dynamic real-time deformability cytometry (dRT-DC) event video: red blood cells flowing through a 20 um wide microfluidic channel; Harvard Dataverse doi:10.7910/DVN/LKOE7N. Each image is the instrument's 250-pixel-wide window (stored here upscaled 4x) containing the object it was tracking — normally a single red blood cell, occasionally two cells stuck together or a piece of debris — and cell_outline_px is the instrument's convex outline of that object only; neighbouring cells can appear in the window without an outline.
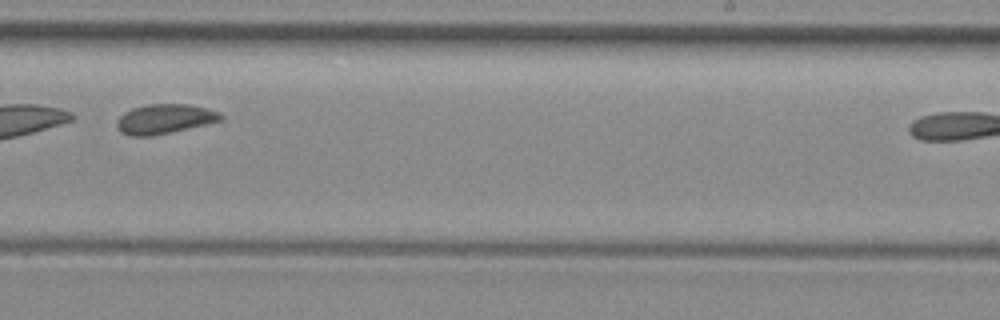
{"species": "common noctule bat (a hibernating species)", "species_latin": "Nyctalus noctula", "temperature_condition": "room temperature", "stored_images_in_passage": 30, "camera_frame_rate_fps": 3000, "um_per_image_px": 0.085, "animal": {"sex": "female", "body_mass_g": 29.2, "forearm_length_mm": 56.3}, "frame": {"image": 1, "passage_image": 18, "time_ms": 5.667, "image_size_px": [1000, 320], "cell_outline_px": [[224, 116], [220, 120], [172, 132], [152, 136], [128, 136], [120, 132], [116, 124], [116, 120], [124, 112], [132, 108], [148, 104], [188, 104], [220, 112]], "centroid_in_image_um": [13.93, 10.11], "position_along_channel_um": 275.1, "area_um2": 17.86}, "authors_computed_cell_mechanics": {"area_um2": 17.5134, "velocity_mm_per_s": 3.9417, "shape_relaxation_time_tau1_ms": null, "shape_relaxation_time_tau2_ms": 3.0417, "deformation_change_tau1": null, "deformation_change_tau2": 0.0815}}